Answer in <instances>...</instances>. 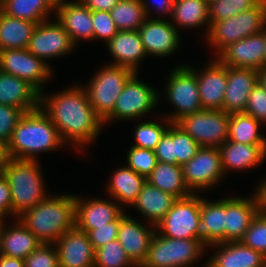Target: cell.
I'll use <instances>...</instances> for the list:
<instances>
[{
	"instance_id": "cell-37",
	"label": "cell",
	"mask_w": 266,
	"mask_h": 267,
	"mask_svg": "<svg viewBox=\"0 0 266 267\" xmlns=\"http://www.w3.org/2000/svg\"><path fill=\"white\" fill-rule=\"evenodd\" d=\"M259 123L245 112L230 114L227 140L243 144H266V139L257 131Z\"/></svg>"
},
{
	"instance_id": "cell-49",
	"label": "cell",
	"mask_w": 266,
	"mask_h": 267,
	"mask_svg": "<svg viewBox=\"0 0 266 267\" xmlns=\"http://www.w3.org/2000/svg\"><path fill=\"white\" fill-rule=\"evenodd\" d=\"M12 211L11 190L8 180L3 174L0 175V219H3L6 213Z\"/></svg>"
},
{
	"instance_id": "cell-10",
	"label": "cell",
	"mask_w": 266,
	"mask_h": 267,
	"mask_svg": "<svg viewBox=\"0 0 266 267\" xmlns=\"http://www.w3.org/2000/svg\"><path fill=\"white\" fill-rule=\"evenodd\" d=\"M176 69V70H175ZM167 86L169 100L177 108V113L165 121L177 122L183 116L202 109L196 74L190 67L175 68Z\"/></svg>"
},
{
	"instance_id": "cell-55",
	"label": "cell",
	"mask_w": 266,
	"mask_h": 267,
	"mask_svg": "<svg viewBox=\"0 0 266 267\" xmlns=\"http://www.w3.org/2000/svg\"><path fill=\"white\" fill-rule=\"evenodd\" d=\"M258 71V82L266 89V66L260 68Z\"/></svg>"
},
{
	"instance_id": "cell-9",
	"label": "cell",
	"mask_w": 266,
	"mask_h": 267,
	"mask_svg": "<svg viewBox=\"0 0 266 267\" xmlns=\"http://www.w3.org/2000/svg\"><path fill=\"white\" fill-rule=\"evenodd\" d=\"M155 227L162 236L173 239H201L200 198L192 195L177 199L163 220Z\"/></svg>"
},
{
	"instance_id": "cell-41",
	"label": "cell",
	"mask_w": 266,
	"mask_h": 267,
	"mask_svg": "<svg viewBox=\"0 0 266 267\" xmlns=\"http://www.w3.org/2000/svg\"><path fill=\"white\" fill-rule=\"evenodd\" d=\"M128 167L147 178L158 163L155 150L131 147L128 152Z\"/></svg>"
},
{
	"instance_id": "cell-59",
	"label": "cell",
	"mask_w": 266,
	"mask_h": 267,
	"mask_svg": "<svg viewBox=\"0 0 266 267\" xmlns=\"http://www.w3.org/2000/svg\"><path fill=\"white\" fill-rule=\"evenodd\" d=\"M204 1H206L208 4H211V3H213L214 1H217V0H204Z\"/></svg>"
},
{
	"instance_id": "cell-43",
	"label": "cell",
	"mask_w": 266,
	"mask_h": 267,
	"mask_svg": "<svg viewBox=\"0 0 266 267\" xmlns=\"http://www.w3.org/2000/svg\"><path fill=\"white\" fill-rule=\"evenodd\" d=\"M135 131V147L155 150L167 129L158 123L146 122L139 125Z\"/></svg>"
},
{
	"instance_id": "cell-25",
	"label": "cell",
	"mask_w": 266,
	"mask_h": 267,
	"mask_svg": "<svg viewBox=\"0 0 266 267\" xmlns=\"http://www.w3.org/2000/svg\"><path fill=\"white\" fill-rule=\"evenodd\" d=\"M223 246L222 251L209 261L207 267H265L266 257L241 241L214 243ZM225 245V246H224Z\"/></svg>"
},
{
	"instance_id": "cell-52",
	"label": "cell",
	"mask_w": 266,
	"mask_h": 267,
	"mask_svg": "<svg viewBox=\"0 0 266 267\" xmlns=\"http://www.w3.org/2000/svg\"><path fill=\"white\" fill-rule=\"evenodd\" d=\"M0 267H25V261L20 258L0 255Z\"/></svg>"
},
{
	"instance_id": "cell-19",
	"label": "cell",
	"mask_w": 266,
	"mask_h": 267,
	"mask_svg": "<svg viewBox=\"0 0 266 267\" xmlns=\"http://www.w3.org/2000/svg\"><path fill=\"white\" fill-rule=\"evenodd\" d=\"M154 234L153 230H147L145 226L143 227L124 213L120 215L117 240L137 267H140L146 260Z\"/></svg>"
},
{
	"instance_id": "cell-1",
	"label": "cell",
	"mask_w": 266,
	"mask_h": 267,
	"mask_svg": "<svg viewBox=\"0 0 266 267\" xmlns=\"http://www.w3.org/2000/svg\"><path fill=\"white\" fill-rule=\"evenodd\" d=\"M45 102L47 115L64 142L69 138L83 144L98 136L103 121L96 115L84 89L71 88Z\"/></svg>"
},
{
	"instance_id": "cell-12",
	"label": "cell",
	"mask_w": 266,
	"mask_h": 267,
	"mask_svg": "<svg viewBox=\"0 0 266 267\" xmlns=\"http://www.w3.org/2000/svg\"><path fill=\"white\" fill-rule=\"evenodd\" d=\"M158 97L153 88L137 80L135 73L118 96L113 112L103 122L113 118L133 119L141 116L155 107Z\"/></svg>"
},
{
	"instance_id": "cell-46",
	"label": "cell",
	"mask_w": 266,
	"mask_h": 267,
	"mask_svg": "<svg viewBox=\"0 0 266 267\" xmlns=\"http://www.w3.org/2000/svg\"><path fill=\"white\" fill-rule=\"evenodd\" d=\"M245 113L266 122V89L259 82L249 94Z\"/></svg>"
},
{
	"instance_id": "cell-42",
	"label": "cell",
	"mask_w": 266,
	"mask_h": 267,
	"mask_svg": "<svg viewBox=\"0 0 266 267\" xmlns=\"http://www.w3.org/2000/svg\"><path fill=\"white\" fill-rule=\"evenodd\" d=\"M240 241L266 257V214H257Z\"/></svg>"
},
{
	"instance_id": "cell-20",
	"label": "cell",
	"mask_w": 266,
	"mask_h": 267,
	"mask_svg": "<svg viewBox=\"0 0 266 267\" xmlns=\"http://www.w3.org/2000/svg\"><path fill=\"white\" fill-rule=\"evenodd\" d=\"M42 98L26 80L0 70V104L18 107L26 113L42 108Z\"/></svg>"
},
{
	"instance_id": "cell-27",
	"label": "cell",
	"mask_w": 266,
	"mask_h": 267,
	"mask_svg": "<svg viewBox=\"0 0 266 267\" xmlns=\"http://www.w3.org/2000/svg\"><path fill=\"white\" fill-rule=\"evenodd\" d=\"M223 171L256 166L266 155V144H243L225 141L219 148Z\"/></svg>"
},
{
	"instance_id": "cell-21",
	"label": "cell",
	"mask_w": 266,
	"mask_h": 267,
	"mask_svg": "<svg viewBox=\"0 0 266 267\" xmlns=\"http://www.w3.org/2000/svg\"><path fill=\"white\" fill-rule=\"evenodd\" d=\"M207 68L201 75L193 71L197 77L202 109L223 110L224 93L227 86V66L218 59Z\"/></svg>"
},
{
	"instance_id": "cell-57",
	"label": "cell",
	"mask_w": 266,
	"mask_h": 267,
	"mask_svg": "<svg viewBox=\"0 0 266 267\" xmlns=\"http://www.w3.org/2000/svg\"><path fill=\"white\" fill-rule=\"evenodd\" d=\"M4 221H2L1 219H0V255H1V250H2V232H3V229L4 228H2V223H3Z\"/></svg>"
},
{
	"instance_id": "cell-13",
	"label": "cell",
	"mask_w": 266,
	"mask_h": 267,
	"mask_svg": "<svg viewBox=\"0 0 266 267\" xmlns=\"http://www.w3.org/2000/svg\"><path fill=\"white\" fill-rule=\"evenodd\" d=\"M182 168L188 189L210 187L224 173L219 149L214 147H200L196 155Z\"/></svg>"
},
{
	"instance_id": "cell-30",
	"label": "cell",
	"mask_w": 266,
	"mask_h": 267,
	"mask_svg": "<svg viewBox=\"0 0 266 267\" xmlns=\"http://www.w3.org/2000/svg\"><path fill=\"white\" fill-rule=\"evenodd\" d=\"M176 200L175 196L146 182L133 205L157 226Z\"/></svg>"
},
{
	"instance_id": "cell-28",
	"label": "cell",
	"mask_w": 266,
	"mask_h": 267,
	"mask_svg": "<svg viewBox=\"0 0 266 267\" xmlns=\"http://www.w3.org/2000/svg\"><path fill=\"white\" fill-rule=\"evenodd\" d=\"M107 43L108 49L116 58V63L112 65L126 67L137 72L135 70L139 59L146 55L138 30L118 31Z\"/></svg>"
},
{
	"instance_id": "cell-34",
	"label": "cell",
	"mask_w": 266,
	"mask_h": 267,
	"mask_svg": "<svg viewBox=\"0 0 266 267\" xmlns=\"http://www.w3.org/2000/svg\"><path fill=\"white\" fill-rule=\"evenodd\" d=\"M110 182L109 192L117 201L132 204L137 200L146 178L139 175L131 168L122 167L118 169Z\"/></svg>"
},
{
	"instance_id": "cell-31",
	"label": "cell",
	"mask_w": 266,
	"mask_h": 267,
	"mask_svg": "<svg viewBox=\"0 0 266 267\" xmlns=\"http://www.w3.org/2000/svg\"><path fill=\"white\" fill-rule=\"evenodd\" d=\"M37 24L10 17L0 10V51L27 48Z\"/></svg>"
},
{
	"instance_id": "cell-3",
	"label": "cell",
	"mask_w": 266,
	"mask_h": 267,
	"mask_svg": "<svg viewBox=\"0 0 266 267\" xmlns=\"http://www.w3.org/2000/svg\"><path fill=\"white\" fill-rule=\"evenodd\" d=\"M19 219L42 243L57 241L75 226V196L46 198Z\"/></svg>"
},
{
	"instance_id": "cell-14",
	"label": "cell",
	"mask_w": 266,
	"mask_h": 267,
	"mask_svg": "<svg viewBox=\"0 0 266 267\" xmlns=\"http://www.w3.org/2000/svg\"><path fill=\"white\" fill-rule=\"evenodd\" d=\"M170 125L172 128H168L161 137L155 154L159 162L183 166L196 155L201 146L176 122Z\"/></svg>"
},
{
	"instance_id": "cell-26",
	"label": "cell",
	"mask_w": 266,
	"mask_h": 267,
	"mask_svg": "<svg viewBox=\"0 0 266 267\" xmlns=\"http://www.w3.org/2000/svg\"><path fill=\"white\" fill-rule=\"evenodd\" d=\"M57 22L69 33L73 44L78 37L94 38L92 11L80 1L69 3L56 9Z\"/></svg>"
},
{
	"instance_id": "cell-44",
	"label": "cell",
	"mask_w": 266,
	"mask_h": 267,
	"mask_svg": "<svg viewBox=\"0 0 266 267\" xmlns=\"http://www.w3.org/2000/svg\"><path fill=\"white\" fill-rule=\"evenodd\" d=\"M25 112L15 106L0 104V142L7 145Z\"/></svg>"
},
{
	"instance_id": "cell-39",
	"label": "cell",
	"mask_w": 266,
	"mask_h": 267,
	"mask_svg": "<svg viewBox=\"0 0 266 267\" xmlns=\"http://www.w3.org/2000/svg\"><path fill=\"white\" fill-rule=\"evenodd\" d=\"M263 0H217L209 4V27L258 6Z\"/></svg>"
},
{
	"instance_id": "cell-6",
	"label": "cell",
	"mask_w": 266,
	"mask_h": 267,
	"mask_svg": "<svg viewBox=\"0 0 266 267\" xmlns=\"http://www.w3.org/2000/svg\"><path fill=\"white\" fill-rule=\"evenodd\" d=\"M201 239H173L154 234L140 267H187L204 250Z\"/></svg>"
},
{
	"instance_id": "cell-23",
	"label": "cell",
	"mask_w": 266,
	"mask_h": 267,
	"mask_svg": "<svg viewBox=\"0 0 266 267\" xmlns=\"http://www.w3.org/2000/svg\"><path fill=\"white\" fill-rule=\"evenodd\" d=\"M258 213L255 196L253 200L225 199V242L240 241Z\"/></svg>"
},
{
	"instance_id": "cell-36",
	"label": "cell",
	"mask_w": 266,
	"mask_h": 267,
	"mask_svg": "<svg viewBox=\"0 0 266 267\" xmlns=\"http://www.w3.org/2000/svg\"><path fill=\"white\" fill-rule=\"evenodd\" d=\"M53 9L47 0H0V10L6 15L41 23L45 16Z\"/></svg>"
},
{
	"instance_id": "cell-32",
	"label": "cell",
	"mask_w": 266,
	"mask_h": 267,
	"mask_svg": "<svg viewBox=\"0 0 266 267\" xmlns=\"http://www.w3.org/2000/svg\"><path fill=\"white\" fill-rule=\"evenodd\" d=\"M146 181L163 192L170 193L177 199L191 195L189 193L190 189H188L185 183L181 165L158 161L152 173L146 178Z\"/></svg>"
},
{
	"instance_id": "cell-7",
	"label": "cell",
	"mask_w": 266,
	"mask_h": 267,
	"mask_svg": "<svg viewBox=\"0 0 266 267\" xmlns=\"http://www.w3.org/2000/svg\"><path fill=\"white\" fill-rule=\"evenodd\" d=\"M136 72L129 68L111 65L102 69L85 91L96 115L104 121L112 112L118 96Z\"/></svg>"
},
{
	"instance_id": "cell-4",
	"label": "cell",
	"mask_w": 266,
	"mask_h": 267,
	"mask_svg": "<svg viewBox=\"0 0 266 267\" xmlns=\"http://www.w3.org/2000/svg\"><path fill=\"white\" fill-rule=\"evenodd\" d=\"M34 160H19L8 158L2 174L8 180L11 198L12 212L20 215L40 201L47 198L42 185L41 174ZM46 196V197H45Z\"/></svg>"
},
{
	"instance_id": "cell-45",
	"label": "cell",
	"mask_w": 266,
	"mask_h": 267,
	"mask_svg": "<svg viewBox=\"0 0 266 267\" xmlns=\"http://www.w3.org/2000/svg\"><path fill=\"white\" fill-rule=\"evenodd\" d=\"M48 245L42 243L26 257L24 259L25 267H60L57 249L53 251Z\"/></svg>"
},
{
	"instance_id": "cell-18",
	"label": "cell",
	"mask_w": 266,
	"mask_h": 267,
	"mask_svg": "<svg viewBox=\"0 0 266 267\" xmlns=\"http://www.w3.org/2000/svg\"><path fill=\"white\" fill-rule=\"evenodd\" d=\"M257 83V70L227 66L223 110L229 114L245 112L249 94Z\"/></svg>"
},
{
	"instance_id": "cell-33",
	"label": "cell",
	"mask_w": 266,
	"mask_h": 267,
	"mask_svg": "<svg viewBox=\"0 0 266 267\" xmlns=\"http://www.w3.org/2000/svg\"><path fill=\"white\" fill-rule=\"evenodd\" d=\"M16 226L3 230L1 255L24 260L42 242L20 220Z\"/></svg>"
},
{
	"instance_id": "cell-5",
	"label": "cell",
	"mask_w": 266,
	"mask_h": 267,
	"mask_svg": "<svg viewBox=\"0 0 266 267\" xmlns=\"http://www.w3.org/2000/svg\"><path fill=\"white\" fill-rule=\"evenodd\" d=\"M265 25L266 0H263L253 9L212 24L207 37L210 43L217 45L220 53L230 43L264 31Z\"/></svg>"
},
{
	"instance_id": "cell-40",
	"label": "cell",
	"mask_w": 266,
	"mask_h": 267,
	"mask_svg": "<svg viewBox=\"0 0 266 267\" xmlns=\"http://www.w3.org/2000/svg\"><path fill=\"white\" fill-rule=\"evenodd\" d=\"M135 265L116 239L95 250L94 267H125Z\"/></svg>"
},
{
	"instance_id": "cell-38",
	"label": "cell",
	"mask_w": 266,
	"mask_h": 267,
	"mask_svg": "<svg viewBox=\"0 0 266 267\" xmlns=\"http://www.w3.org/2000/svg\"><path fill=\"white\" fill-rule=\"evenodd\" d=\"M208 11L209 4L204 0H174L171 13L177 24L192 28L209 20Z\"/></svg>"
},
{
	"instance_id": "cell-50",
	"label": "cell",
	"mask_w": 266,
	"mask_h": 267,
	"mask_svg": "<svg viewBox=\"0 0 266 267\" xmlns=\"http://www.w3.org/2000/svg\"><path fill=\"white\" fill-rule=\"evenodd\" d=\"M91 11H108L110 12L119 2V0H79Z\"/></svg>"
},
{
	"instance_id": "cell-58",
	"label": "cell",
	"mask_w": 266,
	"mask_h": 267,
	"mask_svg": "<svg viewBox=\"0 0 266 267\" xmlns=\"http://www.w3.org/2000/svg\"><path fill=\"white\" fill-rule=\"evenodd\" d=\"M264 66H266V30H265V47H264Z\"/></svg>"
},
{
	"instance_id": "cell-29",
	"label": "cell",
	"mask_w": 266,
	"mask_h": 267,
	"mask_svg": "<svg viewBox=\"0 0 266 267\" xmlns=\"http://www.w3.org/2000/svg\"><path fill=\"white\" fill-rule=\"evenodd\" d=\"M200 227L207 246L225 242V199L215 203L200 199Z\"/></svg>"
},
{
	"instance_id": "cell-35",
	"label": "cell",
	"mask_w": 266,
	"mask_h": 267,
	"mask_svg": "<svg viewBox=\"0 0 266 267\" xmlns=\"http://www.w3.org/2000/svg\"><path fill=\"white\" fill-rule=\"evenodd\" d=\"M147 8L142 0H119L110 13L118 31H136L148 18Z\"/></svg>"
},
{
	"instance_id": "cell-47",
	"label": "cell",
	"mask_w": 266,
	"mask_h": 267,
	"mask_svg": "<svg viewBox=\"0 0 266 267\" xmlns=\"http://www.w3.org/2000/svg\"><path fill=\"white\" fill-rule=\"evenodd\" d=\"M94 38H104L109 42L118 32L111 13L108 11H92Z\"/></svg>"
},
{
	"instance_id": "cell-17",
	"label": "cell",
	"mask_w": 266,
	"mask_h": 267,
	"mask_svg": "<svg viewBox=\"0 0 266 267\" xmlns=\"http://www.w3.org/2000/svg\"><path fill=\"white\" fill-rule=\"evenodd\" d=\"M75 46L69 33L59 23H38L27 50L40 59L60 56Z\"/></svg>"
},
{
	"instance_id": "cell-54",
	"label": "cell",
	"mask_w": 266,
	"mask_h": 267,
	"mask_svg": "<svg viewBox=\"0 0 266 267\" xmlns=\"http://www.w3.org/2000/svg\"><path fill=\"white\" fill-rule=\"evenodd\" d=\"M8 159L6 145L0 142V169L5 167L6 161Z\"/></svg>"
},
{
	"instance_id": "cell-22",
	"label": "cell",
	"mask_w": 266,
	"mask_h": 267,
	"mask_svg": "<svg viewBox=\"0 0 266 267\" xmlns=\"http://www.w3.org/2000/svg\"><path fill=\"white\" fill-rule=\"evenodd\" d=\"M146 54L166 56L172 53L179 43L175 26L159 19H149L138 29Z\"/></svg>"
},
{
	"instance_id": "cell-56",
	"label": "cell",
	"mask_w": 266,
	"mask_h": 267,
	"mask_svg": "<svg viewBox=\"0 0 266 267\" xmlns=\"http://www.w3.org/2000/svg\"><path fill=\"white\" fill-rule=\"evenodd\" d=\"M48 3L50 4V6L53 8V9H57V8H60L61 6H64L66 4H69L71 2H64L63 0H47Z\"/></svg>"
},
{
	"instance_id": "cell-11",
	"label": "cell",
	"mask_w": 266,
	"mask_h": 267,
	"mask_svg": "<svg viewBox=\"0 0 266 267\" xmlns=\"http://www.w3.org/2000/svg\"><path fill=\"white\" fill-rule=\"evenodd\" d=\"M0 70L26 80L40 94L44 80L50 76L45 61L25 49H5L0 51Z\"/></svg>"
},
{
	"instance_id": "cell-53",
	"label": "cell",
	"mask_w": 266,
	"mask_h": 267,
	"mask_svg": "<svg viewBox=\"0 0 266 267\" xmlns=\"http://www.w3.org/2000/svg\"><path fill=\"white\" fill-rule=\"evenodd\" d=\"M174 4V0H161L160 2L158 1V10H163V12L165 11V13L168 11H172V7ZM160 8V9H159Z\"/></svg>"
},
{
	"instance_id": "cell-16",
	"label": "cell",
	"mask_w": 266,
	"mask_h": 267,
	"mask_svg": "<svg viewBox=\"0 0 266 267\" xmlns=\"http://www.w3.org/2000/svg\"><path fill=\"white\" fill-rule=\"evenodd\" d=\"M55 243L60 267H94L95 249L86 232L74 226Z\"/></svg>"
},
{
	"instance_id": "cell-48",
	"label": "cell",
	"mask_w": 266,
	"mask_h": 267,
	"mask_svg": "<svg viewBox=\"0 0 266 267\" xmlns=\"http://www.w3.org/2000/svg\"><path fill=\"white\" fill-rule=\"evenodd\" d=\"M120 216L113 222L108 223L107 226L96 227L94 230L88 231L87 235L94 249H98L108 242L117 239L119 231Z\"/></svg>"
},
{
	"instance_id": "cell-51",
	"label": "cell",
	"mask_w": 266,
	"mask_h": 267,
	"mask_svg": "<svg viewBox=\"0 0 266 267\" xmlns=\"http://www.w3.org/2000/svg\"><path fill=\"white\" fill-rule=\"evenodd\" d=\"M260 186L258 193L255 194L258 210L260 213L266 214V181Z\"/></svg>"
},
{
	"instance_id": "cell-24",
	"label": "cell",
	"mask_w": 266,
	"mask_h": 267,
	"mask_svg": "<svg viewBox=\"0 0 266 267\" xmlns=\"http://www.w3.org/2000/svg\"><path fill=\"white\" fill-rule=\"evenodd\" d=\"M120 208L101 199L82 203L75 196V226L86 233L96 227L107 226L123 213Z\"/></svg>"
},
{
	"instance_id": "cell-8",
	"label": "cell",
	"mask_w": 266,
	"mask_h": 267,
	"mask_svg": "<svg viewBox=\"0 0 266 267\" xmlns=\"http://www.w3.org/2000/svg\"><path fill=\"white\" fill-rule=\"evenodd\" d=\"M176 123L201 147L219 148L229 136L230 114L224 110L201 109Z\"/></svg>"
},
{
	"instance_id": "cell-2",
	"label": "cell",
	"mask_w": 266,
	"mask_h": 267,
	"mask_svg": "<svg viewBox=\"0 0 266 267\" xmlns=\"http://www.w3.org/2000/svg\"><path fill=\"white\" fill-rule=\"evenodd\" d=\"M63 142L46 111L39 107L23 115L6 145V151L11 159L34 160L32 154L35 152L52 150Z\"/></svg>"
},
{
	"instance_id": "cell-15",
	"label": "cell",
	"mask_w": 266,
	"mask_h": 267,
	"mask_svg": "<svg viewBox=\"0 0 266 267\" xmlns=\"http://www.w3.org/2000/svg\"><path fill=\"white\" fill-rule=\"evenodd\" d=\"M264 31L230 43L219 54V60L226 66L251 68L258 70L264 67Z\"/></svg>"
}]
</instances>
